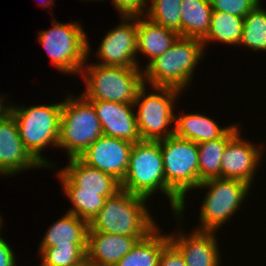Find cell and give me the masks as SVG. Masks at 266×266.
<instances>
[{
	"label": "cell",
	"instance_id": "1",
	"mask_svg": "<svg viewBox=\"0 0 266 266\" xmlns=\"http://www.w3.org/2000/svg\"><path fill=\"white\" fill-rule=\"evenodd\" d=\"M147 198L123 189L106 198L104 206L89 223L88 231L133 236L138 241L157 224L147 209Z\"/></svg>",
	"mask_w": 266,
	"mask_h": 266
},
{
	"label": "cell",
	"instance_id": "2",
	"mask_svg": "<svg viewBox=\"0 0 266 266\" xmlns=\"http://www.w3.org/2000/svg\"><path fill=\"white\" fill-rule=\"evenodd\" d=\"M121 189L147 199L159 190L158 192L168 197L173 216L179 211L182 203L166 185L159 141L141 140L133 143Z\"/></svg>",
	"mask_w": 266,
	"mask_h": 266
},
{
	"label": "cell",
	"instance_id": "3",
	"mask_svg": "<svg viewBox=\"0 0 266 266\" xmlns=\"http://www.w3.org/2000/svg\"><path fill=\"white\" fill-rule=\"evenodd\" d=\"M201 39L178 37L172 46L143 67L144 84L184 91L190 85L197 63L204 58Z\"/></svg>",
	"mask_w": 266,
	"mask_h": 266
},
{
	"label": "cell",
	"instance_id": "4",
	"mask_svg": "<svg viewBox=\"0 0 266 266\" xmlns=\"http://www.w3.org/2000/svg\"><path fill=\"white\" fill-rule=\"evenodd\" d=\"M6 105L16 120L19 136L26 149L44 168H54V162L45 159L42 151L47 146L58 145L63 101L28 107L16 106L14 103Z\"/></svg>",
	"mask_w": 266,
	"mask_h": 266
},
{
	"label": "cell",
	"instance_id": "5",
	"mask_svg": "<svg viewBox=\"0 0 266 266\" xmlns=\"http://www.w3.org/2000/svg\"><path fill=\"white\" fill-rule=\"evenodd\" d=\"M139 67L85 64L80 72L86 87L82 96L87 100H103L134 104L139 89L144 85L143 70Z\"/></svg>",
	"mask_w": 266,
	"mask_h": 266
},
{
	"label": "cell",
	"instance_id": "6",
	"mask_svg": "<svg viewBox=\"0 0 266 266\" xmlns=\"http://www.w3.org/2000/svg\"><path fill=\"white\" fill-rule=\"evenodd\" d=\"M163 157L166 185L182 200L174 217L179 222L185 212L187 192L199 185V155L197 144L175 135L159 140ZM181 219V220H180Z\"/></svg>",
	"mask_w": 266,
	"mask_h": 266
},
{
	"label": "cell",
	"instance_id": "7",
	"mask_svg": "<svg viewBox=\"0 0 266 266\" xmlns=\"http://www.w3.org/2000/svg\"><path fill=\"white\" fill-rule=\"evenodd\" d=\"M67 96L62 105L57 147L63 148L68 153V158H78L103 135V130L90 101L82 95Z\"/></svg>",
	"mask_w": 266,
	"mask_h": 266
},
{
	"label": "cell",
	"instance_id": "8",
	"mask_svg": "<svg viewBox=\"0 0 266 266\" xmlns=\"http://www.w3.org/2000/svg\"><path fill=\"white\" fill-rule=\"evenodd\" d=\"M53 19L52 28L38 33L39 43L60 72L79 75L91 54L87 35L79 22L60 23Z\"/></svg>",
	"mask_w": 266,
	"mask_h": 266
},
{
	"label": "cell",
	"instance_id": "9",
	"mask_svg": "<svg viewBox=\"0 0 266 266\" xmlns=\"http://www.w3.org/2000/svg\"><path fill=\"white\" fill-rule=\"evenodd\" d=\"M146 87L144 84L139 89L134 103L138 110L135 114L141 140L159 141L173 136L174 106L182 91L173 87L153 86L154 91L147 93Z\"/></svg>",
	"mask_w": 266,
	"mask_h": 266
},
{
	"label": "cell",
	"instance_id": "10",
	"mask_svg": "<svg viewBox=\"0 0 266 266\" xmlns=\"http://www.w3.org/2000/svg\"><path fill=\"white\" fill-rule=\"evenodd\" d=\"M196 188H208V191L200 207V227L195 230L217 232L240 209L251 186L240 180L213 178L201 182Z\"/></svg>",
	"mask_w": 266,
	"mask_h": 266
},
{
	"label": "cell",
	"instance_id": "11",
	"mask_svg": "<svg viewBox=\"0 0 266 266\" xmlns=\"http://www.w3.org/2000/svg\"><path fill=\"white\" fill-rule=\"evenodd\" d=\"M122 23L112 28L103 37L96 52L99 65L140 67L137 62V18H121Z\"/></svg>",
	"mask_w": 266,
	"mask_h": 266
},
{
	"label": "cell",
	"instance_id": "12",
	"mask_svg": "<svg viewBox=\"0 0 266 266\" xmlns=\"http://www.w3.org/2000/svg\"><path fill=\"white\" fill-rule=\"evenodd\" d=\"M42 167L26 149L19 136L16 120L6 109L0 115V176H13Z\"/></svg>",
	"mask_w": 266,
	"mask_h": 266
},
{
	"label": "cell",
	"instance_id": "13",
	"mask_svg": "<svg viewBox=\"0 0 266 266\" xmlns=\"http://www.w3.org/2000/svg\"><path fill=\"white\" fill-rule=\"evenodd\" d=\"M69 165L57 173L64 192H99L111 197L121 190V182L114 176L89 167L79 158H69Z\"/></svg>",
	"mask_w": 266,
	"mask_h": 266
},
{
	"label": "cell",
	"instance_id": "14",
	"mask_svg": "<svg viewBox=\"0 0 266 266\" xmlns=\"http://www.w3.org/2000/svg\"><path fill=\"white\" fill-rule=\"evenodd\" d=\"M132 146L133 143L126 140L102 135L78 158L89 167L106 172L122 182Z\"/></svg>",
	"mask_w": 266,
	"mask_h": 266
},
{
	"label": "cell",
	"instance_id": "15",
	"mask_svg": "<svg viewBox=\"0 0 266 266\" xmlns=\"http://www.w3.org/2000/svg\"><path fill=\"white\" fill-rule=\"evenodd\" d=\"M240 132L225 147L221 162V178L240 180L251 186L264 150L244 140Z\"/></svg>",
	"mask_w": 266,
	"mask_h": 266
},
{
	"label": "cell",
	"instance_id": "16",
	"mask_svg": "<svg viewBox=\"0 0 266 266\" xmlns=\"http://www.w3.org/2000/svg\"><path fill=\"white\" fill-rule=\"evenodd\" d=\"M90 101L101 123L103 135L126 140L131 143L141 141L139 135L134 104L109 102L103 100Z\"/></svg>",
	"mask_w": 266,
	"mask_h": 266
},
{
	"label": "cell",
	"instance_id": "17",
	"mask_svg": "<svg viewBox=\"0 0 266 266\" xmlns=\"http://www.w3.org/2000/svg\"><path fill=\"white\" fill-rule=\"evenodd\" d=\"M181 230L168 234L169 241L180 251L187 266H220V251L216 232L193 230L190 234Z\"/></svg>",
	"mask_w": 266,
	"mask_h": 266
},
{
	"label": "cell",
	"instance_id": "18",
	"mask_svg": "<svg viewBox=\"0 0 266 266\" xmlns=\"http://www.w3.org/2000/svg\"><path fill=\"white\" fill-rule=\"evenodd\" d=\"M133 236L88 231L86 265L114 266L137 243Z\"/></svg>",
	"mask_w": 266,
	"mask_h": 266
},
{
	"label": "cell",
	"instance_id": "19",
	"mask_svg": "<svg viewBox=\"0 0 266 266\" xmlns=\"http://www.w3.org/2000/svg\"><path fill=\"white\" fill-rule=\"evenodd\" d=\"M178 37L176 31L156 24L146 16L137 18V55L141 53L150 58L146 66L167 51Z\"/></svg>",
	"mask_w": 266,
	"mask_h": 266
},
{
	"label": "cell",
	"instance_id": "20",
	"mask_svg": "<svg viewBox=\"0 0 266 266\" xmlns=\"http://www.w3.org/2000/svg\"><path fill=\"white\" fill-rule=\"evenodd\" d=\"M231 127L219 126L214 119L204 114L183 113L175 115L174 135L198 144L221 138Z\"/></svg>",
	"mask_w": 266,
	"mask_h": 266
},
{
	"label": "cell",
	"instance_id": "21",
	"mask_svg": "<svg viewBox=\"0 0 266 266\" xmlns=\"http://www.w3.org/2000/svg\"><path fill=\"white\" fill-rule=\"evenodd\" d=\"M88 229L89 223L86 220L66 212L47 229L39 248L87 245Z\"/></svg>",
	"mask_w": 266,
	"mask_h": 266
},
{
	"label": "cell",
	"instance_id": "22",
	"mask_svg": "<svg viewBox=\"0 0 266 266\" xmlns=\"http://www.w3.org/2000/svg\"><path fill=\"white\" fill-rule=\"evenodd\" d=\"M232 127L219 139L198 143L199 184L213 178H221V162L227 143L240 131Z\"/></svg>",
	"mask_w": 266,
	"mask_h": 266
},
{
	"label": "cell",
	"instance_id": "23",
	"mask_svg": "<svg viewBox=\"0 0 266 266\" xmlns=\"http://www.w3.org/2000/svg\"><path fill=\"white\" fill-rule=\"evenodd\" d=\"M157 226L114 266H158L163 247L169 242L168 234L160 233Z\"/></svg>",
	"mask_w": 266,
	"mask_h": 266
},
{
	"label": "cell",
	"instance_id": "24",
	"mask_svg": "<svg viewBox=\"0 0 266 266\" xmlns=\"http://www.w3.org/2000/svg\"><path fill=\"white\" fill-rule=\"evenodd\" d=\"M181 37L203 39L209 31L212 16L210 0H182Z\"/></svg>",
	"mask_w": 266,
	"mask_h": 266
},
{
	"label": "cell",
	"instance_id": "25",
	"mask_svg": "<svg viewBox=\"0 0 266 266\" xmlns=\"http://www.w3.org/2000/svg\"><path fill=\"white\" fill-rule=\"evenodd\" d=\"M244 17L235 16L221 11H213L210 28L201 40L204 48L213 42L239 45L242 39Z\"/></svg>",
	"mask_w": 266,
	"mask_h": 266
},
{
	"label": "cell",
	"instance_id": "26",
	"mask_svg": "<svg viewBox=\"0 0 266 266\" xmlns=\"http://www.w3.org/2000/svg\"><path fill=\"white\" fill-rule=\"evenodd\" d=\"M257 4L245 17L240 46L266 52V9Z\"/></svg>",
	"mask_w": 266,
	"mask_h": 266
},
{
	"label": "cell",
	"instance_id": "27",
	"mask_svg": "<svg viewBox=\"0 0 266 266\" xmlns=\"http://www.w3.org/2000/svg\"><path fill=\"white\" fill-rule=\"evenodd\" d=\"M87 245H64L39 248L41 264L49 266H87Z\"/></svg>",
	"mask_w": 266,
	"mask_h": 266
},
{
	"label": "cell",
	"instance_id": "28",
	"mask_svg": "<svg viewBox=\"0 0 266 266\" xmlns=\"http://www.w3.org/2000/svg\"><path fill=\"white\" fill-rule=\"evenodd\" d=\"M182 0H151L146 17L165 28L176 31L181 37Z\"/></svg>",
	"mask_w": 266,
	"mask_h": 266
},
{
	"label": "cell",
	"instance_id": "29",
	"mask_svg": "<svg viewBox=\"0 0 266 266\" xmlns=\"http://www.w3.org/2000/svg\"><path fill=\"white\" fill-rule=\"evenodd\" d=\"M73 207L67 212L90 223L104 206L106 198L99 192H64Z\"/></svg>",
	"mask_w": 266,
	"mask_h": 266
},
{
	"label": "cell",
	"instance_id": "30",
	"mask_svg": "<svg viewBox=\"0 0 266 266\" xmlns=\"http://www.w3.org/2000/svg\"><path fill=\"white\" fill-rule=\"evenodd\" d=\"M261 0H210L213 11L245 17Z\"/></svg>",
	"mask_w": 266,
	"mask_h": 266
},
{
	"label": "cell",
	"instance_id": "31",
	"mask_svg": "<svg viewBox=\"0 0 266 266\" xmlns=\"http://www.w3.org/2000/svg\"><path fill=\"white\" fill-rule=\"evenodd\" d=\"M112 3L119 11L121 18H139L147 13V0H112Z\"/></svg>",
	"mask_w": 266,
	"mask_h": 266
},
{
	"label": "cell",
	"instance_id": "32",
	"mask_svg": "<svg viewBox=\"0 0 266 266\" xmlns=\"http://www.w3.org/2000/svg\"><path fill=\"white\" fill-rule=\"evenodd\" d=\"M158 266H187L180 251L169 241L162 249Z\"/></svg>",
	"mask_w": 266,
	"mask_h": 266
},
{
	"label": "cell",
	"instance_id": "33",
	"mask_svg": "<svg viewBox=\"0 0 266 266\" xmlns=\"http://www.w3.org/2000/svg\"><path fill=\"white\" fill-rule=\"evenodd\" d=\"M15 257L9 243L0 236V266H17Z\"/></svg>",
	"mask_w": 266,
	"mask_h": 266
},
{
	"label": "cell",
	"instance_id": "34",
	"mask_svg": "<svg viewBox=\"0 0 266 266\" xmlns=\"http://www.w3.org/2000/svg\"><path fill=\"white\" fill-rule=\"evenodd\" d=\"M5 98L0 95V115L7 109V105L4 102Z\"/></svg>",
	"mask_w": 266,
	"mask_h": 266
},
{
	"label": "cell",
	"instance_id": "35",
	"mask_svg": "<svg viewBox=\"0 0 266 266\" xmlns=\"http://www.w3.org/2000/svg\"><path fill=\"white\" fill-rule=\"evenodd\" d=\"M45 2L46 3H43V5L41 4L42 8H46V7L50 6V5L51 6L55 5L54 0H46Z\"/></svg>",
	"mask_w": 266,
	"mask_h": 266
},
{
	"label": "cell",
	"instance_id": "36",
	"mask_svg": "<svg viewBox=\"0 0 266 266\" xmlns=\"http://www.w3.org/2000/svg\"><path fill=\"white\" fill-rule=\"evenodd\" d=\"M3 217H1V215H0V230H1V228H2V226H3ZM0 233H1V231H0Z\"/></svg>",
	"mask_w": 266,
	"mask_h": 266
}]
</instances>
